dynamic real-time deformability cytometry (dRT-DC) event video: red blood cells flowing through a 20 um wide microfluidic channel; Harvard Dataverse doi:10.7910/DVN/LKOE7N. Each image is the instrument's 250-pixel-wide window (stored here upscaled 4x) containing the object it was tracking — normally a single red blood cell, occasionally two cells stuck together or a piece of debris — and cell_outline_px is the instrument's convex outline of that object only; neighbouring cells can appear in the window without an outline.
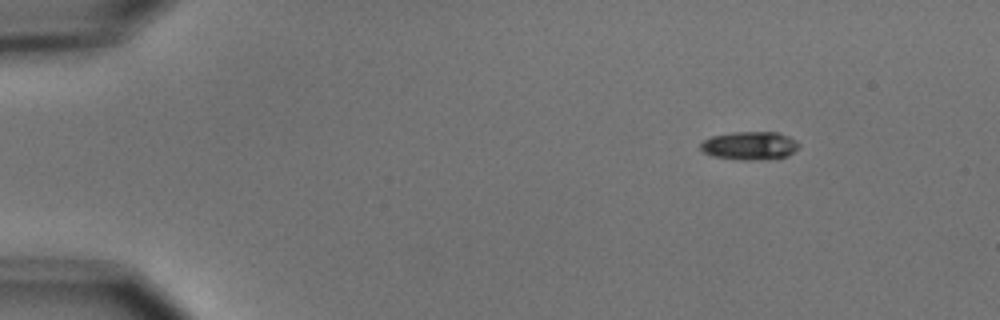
{"species": "common noctule bat (a hibernating species)", "species_latin": "Nyctalus noctula", "temperature_condition": "cold", "stored_images_in_passage": 9, "camera_frame_rate_fps": 3000, "um_per_image_px": 0.085, "animal": {"sex": "male", "body_mass_g": 15.6}, "frame": {"image": 1, "passage_image": 1, "time_ms": 0.0, "image_size_px": [1000, 320], "cell_outline_px": [[800, 144], [788, 156], [748, 160], [744, 160], [712, 156], [704, 152], [700, 148], [700, 144], [704, 140], [712, 136], [732, 132], [776, 132], [788, 136], [796, 140]], "centroid_in_image_um": [63.7, 12.37], "position_along_channel_um": 21.3, "area_um2": 15.95}}
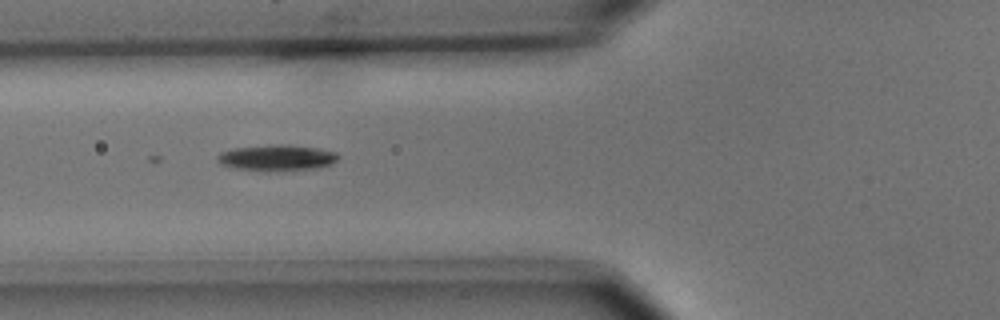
{"frame": {"image": 2, "passage_image": 5, "time_ms": 4.667, "image_size_px": [1000, 320], "cell_outline_px": [[340, 156], [332, 164], [320, 168], [276, 172], [268, 172], [236, 168], [220, 164], [216, 160], [216, 156], [220, 152], [232, 148], [268, 144], [288, 144], [316, 148], [336, 152]], "centroid_in_image_um": [23.52, 13.42], "position_along_channel_um": 102.3, "area_um2": 18.9}}
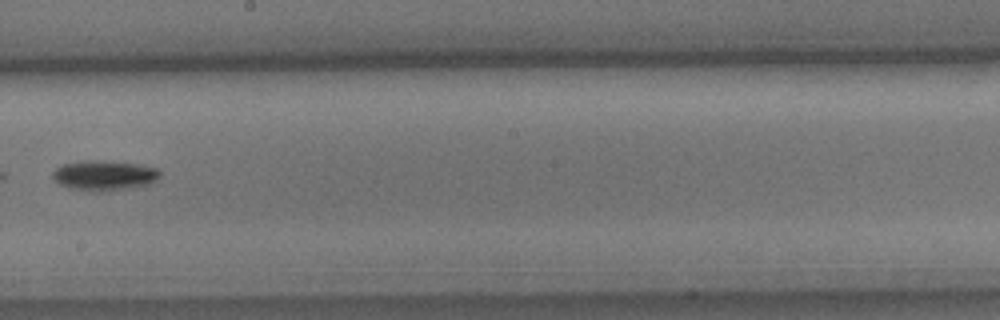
{"frame": {"image": 3, "passage_image": 8, "time_ms": 8.333, "image_size_px": [1000, 320], "cell_outline_px": [[160, 176], [156, 180], [148, 184], [132, 188], [104, 192], [96, 192], [72, 188], [60, 184], [52, 176], [52, 172], [60, 164], [84, 160], [100, 160], [136, 164], [156, 168], [160, 172]], "centroid_in_image_um": [8.84, 14.91], "position_along_channel_um": 239.4, "area_um2": 18.84}}